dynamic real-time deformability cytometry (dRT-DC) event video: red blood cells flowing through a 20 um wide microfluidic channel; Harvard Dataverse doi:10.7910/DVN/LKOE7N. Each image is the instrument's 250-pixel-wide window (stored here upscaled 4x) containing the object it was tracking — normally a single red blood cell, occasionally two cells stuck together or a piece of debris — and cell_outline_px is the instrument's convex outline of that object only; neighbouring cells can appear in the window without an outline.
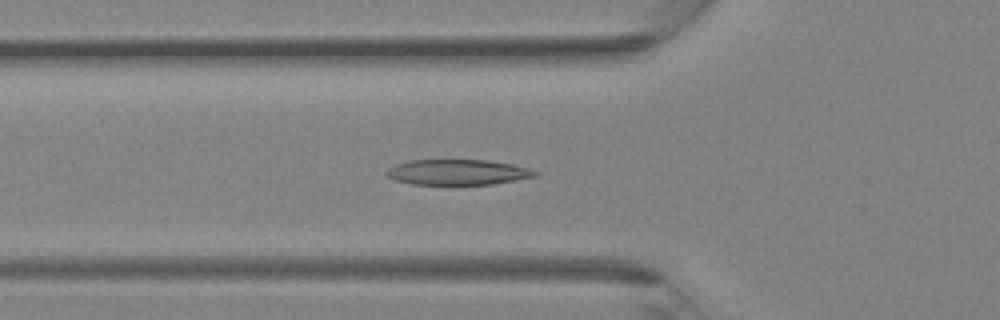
{"species": "Egyptian fruit bat (a non-hibernating species)", "species_latin": "Rousettus aegyptiacus", "temperature_condition": "room temperature", "stored_images_in_passage": 43, "camera_frame_rate_fps": 3000, "um_per_image_px": 0.085, "animal": {"sex": "female"}, "frame": {"image": 1, "passage_image": 15, "time_ms": 4.667, "image_size_px": [1000, 320], "cell_outline_px": [[540, 172], [536, 176], [516, 180], [492, 184], [412, 184], [396, 180], [388, 176], [384, 172], [388, 168], [396, 164], [408, 160], [488, 160], [512, 164], [528, 168]], "centroid_in_image_um": [38.9, 14.63], "position_along_channel_um": 86.9, "area_um2": 21.96}}
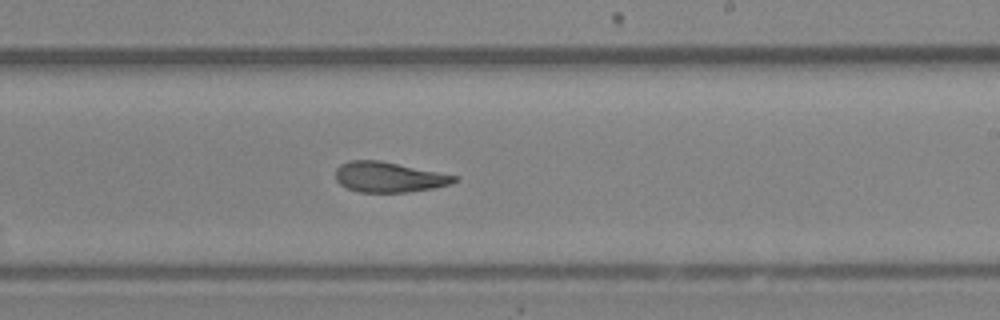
{"frame": {"image": 2, "passage_image": 26, "time_ms": 8.333, "image_size_px": [1000, 320], "cell_outline_px": [[460, 180], [448, 184], [432, 188], [408, 192], [360, 192], [348, 188], [340, 184], [336, 180], [336, 168], [340, 164], [352, 160], [380, 160], [460, 176]], "centroid_in_image_um": [33.07, 15.04], "position_along_channel_um": 255.9, "area_um2": 20.98}}
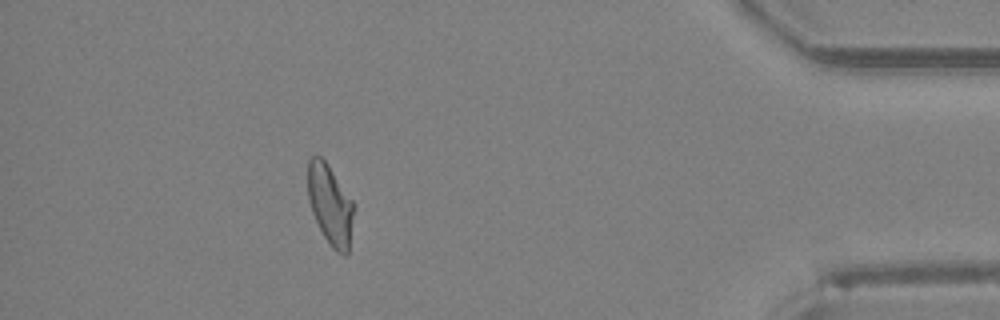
{"frame": {"image": 3, "passage_image": 39, "time_ms": 12.667, "image_size_px": [1000, 320], "cell_outline_px": [[356, 208], [348, 252], [344, 256], [336, 252], [332, 248], [324, 236], [312, 212], [308, 200], [308, 160], [312, 156], [320, 156], [328, 164], [356, 204]], "centroid_in_image_um": [28.1, 17.41], "position_along_channel_um": 407.1, "area_um2": 21.85}}